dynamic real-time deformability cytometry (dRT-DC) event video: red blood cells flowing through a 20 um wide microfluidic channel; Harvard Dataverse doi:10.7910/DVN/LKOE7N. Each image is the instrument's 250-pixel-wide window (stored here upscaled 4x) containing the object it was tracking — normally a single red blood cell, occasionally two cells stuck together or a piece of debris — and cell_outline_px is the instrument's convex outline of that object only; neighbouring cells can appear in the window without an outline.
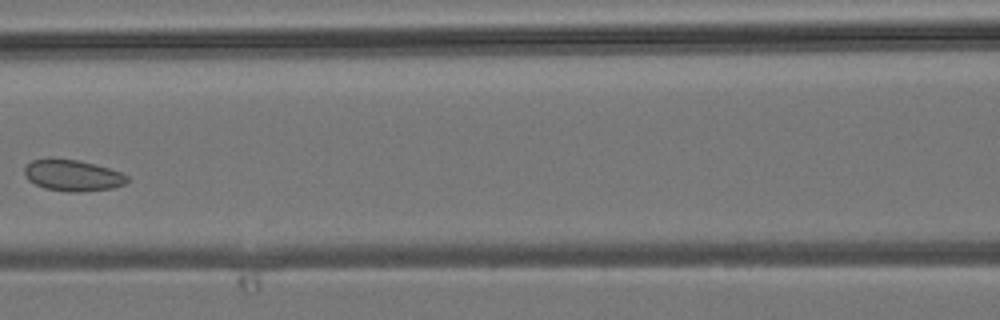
{"species": "common noctule bat (a hibernating species)", "species_latin": "Nyctalus noctula", "temperature_condition": "room temperature", "stored_images_in_passage": 4, "camera_frame_rate_fps": 3000, "um_per_image_px": 0.085, "animal": {"sex": "male", "body_mass_g": 19.2, "forearm_length_mm": 51.8}, "frame": {"image": 1, "passage_image": 4, "time_ms": 3.667, "image_size_px": [1000, 320], "cell_outline_px": [[128, 180], [124, 184], [112, 188], [80, 192], [68, 192], [44, 188], [28, 180], [24, 172], [24, 168], [32, 160], [48, 156], [52, 156], [80, 160], [108, 168], [120, 172], [128, 176]], "centroid_in_image_um": [6.13, 14.88], "position_along_channel_um": 160.5, "area_um2": 19.07}}